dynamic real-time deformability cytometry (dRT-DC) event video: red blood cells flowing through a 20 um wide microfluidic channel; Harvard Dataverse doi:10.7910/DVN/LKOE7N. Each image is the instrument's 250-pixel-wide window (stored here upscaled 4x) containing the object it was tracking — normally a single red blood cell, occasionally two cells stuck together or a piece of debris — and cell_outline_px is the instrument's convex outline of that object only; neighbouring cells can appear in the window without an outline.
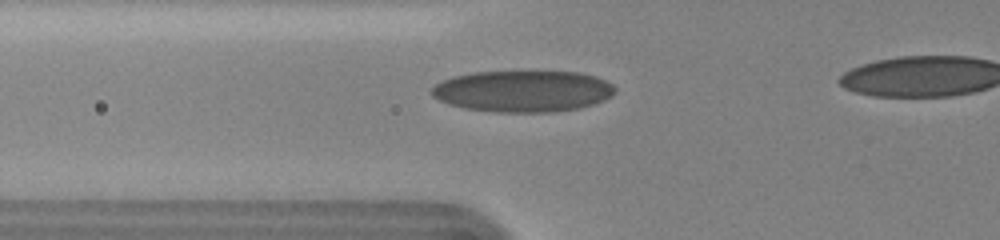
{"species": "human", "species_latin": "Homo sapiens", "temperature_condition": "cold", "stored_images_in_passage": 48, "camera_frame_rate_fps": 3000, "um_per_image_px": 0.085, "donor": {"sex": "female"}, "frame": {"image": 1, "passage_image": 18, "time_ms": 5.667, "image_size_px": [1000, 240], "cell_outline_px": [[616, 92], [612, 96], [604, 100], [580, 108], [552, 112], [496, 112], [464, 108], [448, 104], [432, 96], [432, 88], [436, 84], [452, 76], [472, 72], [524, 68], [528, 68], [580, 72], [596, 76], [612, 84], [616, 88]], "centroid_in_image_um": [44.47, 7.69], "position_along_channel_um": 81.3, "area_um2": 45.95}}
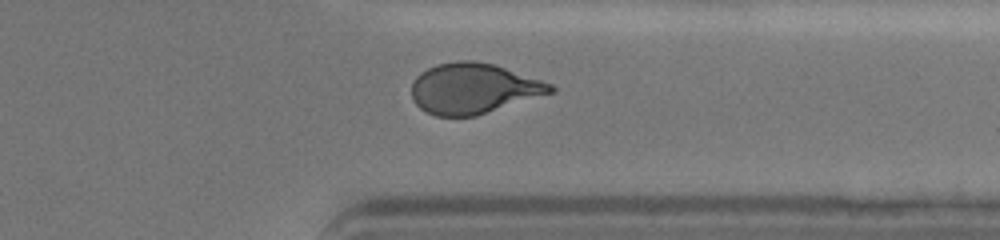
{"frame": {"image": 2, "passage_image": 42, "time_ms": 13.667, "image_size_px": [1000, 240], "cell_outline_px": [[556, 92], [476, 116], [436, 116], [420, 108], [412, 100], [412, 80], [420, 72], [436, 64], [456, 60], [472, 60], [492, 64], [552, 84], [556, 88]], "centroid_in_image_um": [40.23, 7.52], "position_along_channel_um": 371.2, "area_um2": 40.92}}
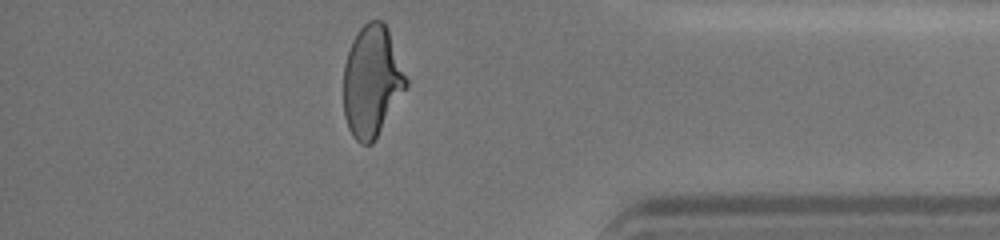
{"frame": {"image": 3, "passage_image": 46, "time_ms": 15.0, "image_size_px": [1000, 240], "cell_outline_px": [[408, 88], [372, 144], [360, 144], [352, 136], [348, 128], [344, 116], [344, 64], [352, 40], [356, 32], [368, 20], [380, 20], [388, 28], [408, 80]], "centroid_in_image_um": [31.62, 6.92], "position_along_channel_um": 403.6, "area_um2": 40.86}}